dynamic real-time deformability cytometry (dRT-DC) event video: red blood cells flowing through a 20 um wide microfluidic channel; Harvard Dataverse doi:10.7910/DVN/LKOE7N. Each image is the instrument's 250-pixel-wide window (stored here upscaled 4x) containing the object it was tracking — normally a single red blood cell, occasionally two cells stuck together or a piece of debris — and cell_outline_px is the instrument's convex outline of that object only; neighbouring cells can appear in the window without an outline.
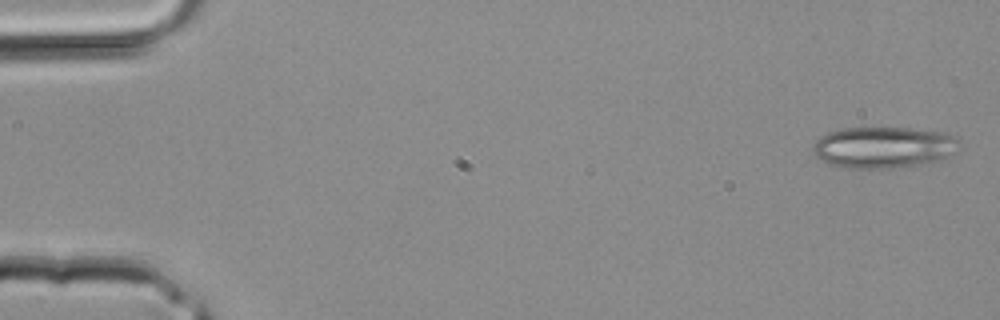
{"species": "common noctule bat (a hibernating species)", "species_latin": "Nyctalus noctula", "temperature_condition": "room temperature", "stored_images_in_passage": 4, "camera_frame_rate_fps": 3000, "um_per_image_px": 0.085, "animal": {"sex": "male", "body_mass_g": 20.4}, "frame": {"image": 1, "passage_image": 1, "time_ms": 0.0, "image_size_px": [1000, 320], "cell_outline_px": [[960, 140], [948, 156], [940, 160], [924, 164], [892, 168], [848, 168], [832, 164], [816, 156], [812, 152], [812, 148], [816, 140], [820, 136], [828, 132], [840, 128], [912, 128], [944, 132], [956, 136]], "centroid_in_image_um": [75.09, 12.51], "position_along_channel_um": 9.9, "area_um2": 35.2}}